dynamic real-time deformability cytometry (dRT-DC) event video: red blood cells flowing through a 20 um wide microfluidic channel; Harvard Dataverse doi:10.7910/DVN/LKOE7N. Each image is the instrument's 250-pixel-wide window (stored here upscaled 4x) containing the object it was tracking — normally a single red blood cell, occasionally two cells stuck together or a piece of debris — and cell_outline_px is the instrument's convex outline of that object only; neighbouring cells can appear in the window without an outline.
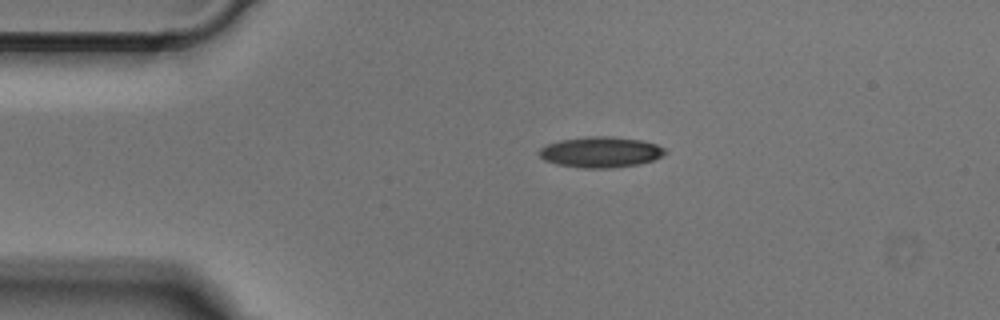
{"species": "Egyptian fruit bat (a non-hibernating species)", "species_latin": "Rousettus aegyptiacus", "temperature_condition": "cold", "stored_images_in_passage": 41, "camera_frame_rate_fps": 3000, "um_per_image_px": 0.085, "animal": {"sex": "male"}, "frame": {"image": 1, "passage_image": 1, "time_ms": 0.0, "image_size_px": [1000, 320], "cell_outline_px": [[668, 152], [652, 160], [636, 164], [612, 168], [580, 168], [556, 164], [544, 160], [536, 152], [540, 148], [548, 144], [560, 140], [588, 136], [612, 136], [640, 140], [656, 144], [664, 148]], "centroid_in_image_um": [51.01, 12.92], "position_along_channel_um": 34.0, "area_um2": 22.54}}
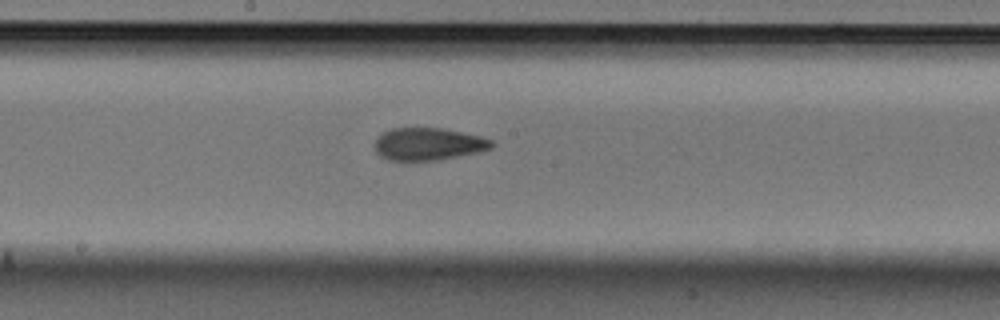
{"frame": {"image": 2, "passage_image": 17, "time_ms": 5.333, "image_size_px": [1000, 320], "cell_outline_px": [[496, 144], [492, 148], [480, 152], [436, 160], [388, 160], [380, 156], [376, 152], [376, 140], [384, 132], [392, 128], [444, 128], [480, 136], [492, 140]], "centroid_in_image_um": [36.45, 12.24], "position_along_channel_um": 211.7, "area_um2": 22.02}}
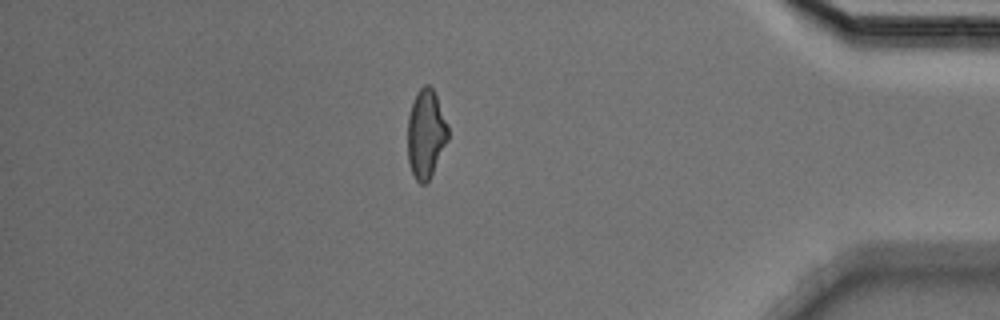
{"frame": {"image": 3, "passage_image": 34, "time_ms": 11.0, "image_size_px": [1000, 320], "cell_outline_px": [[448, 140], [428, 180], [424, 184], [420, 184], [416, 180], [412, 172], [408, 160], [408, 116], [416, 92], [424, 84], [428, 84], [432, 88], [436, 96], [448, 124]], "centroid_in_image_um": [36.2, 11.35], "position_along_channel_um": 399.0, "area_um2": 20.63}}